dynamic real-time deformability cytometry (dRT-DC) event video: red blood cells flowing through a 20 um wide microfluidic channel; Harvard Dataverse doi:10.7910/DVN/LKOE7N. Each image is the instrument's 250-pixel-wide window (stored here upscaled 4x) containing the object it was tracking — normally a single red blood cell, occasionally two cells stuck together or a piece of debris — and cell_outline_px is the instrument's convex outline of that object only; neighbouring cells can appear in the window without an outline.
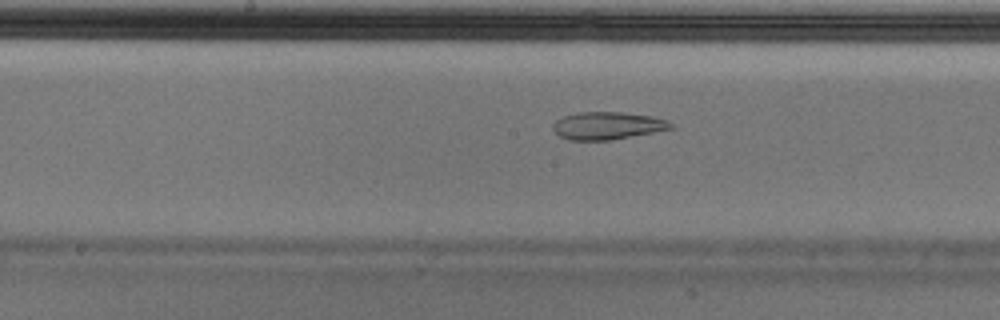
{"species": "Egyptian fruit bat (a non-hibernating species)", "species_latin": "Rousettus aegyptiacus", "temperature_condition": "cold", "stored_images_in_passage": 54, "camera_frame_rate_fps": 3000, "um_per_image_px": 0.085, "animal": {"sex": "male"}, "frame": {"image": 1, "passage_image": 27, "time_ms": 8.667, "image_size_px": [1000, 320], "cell_outline_px": [[676, 128], [612, 140], [568, 140], [560, 136], [552, 128], [552, 124], [556, 120], [564, 116], [580, 112], [620, 112], [652, 116], [668, 120]], "centroid_in_image_um": [51.66, 10.69], "position_along_channel_um": 196.5, "area_um2": 19.02}}
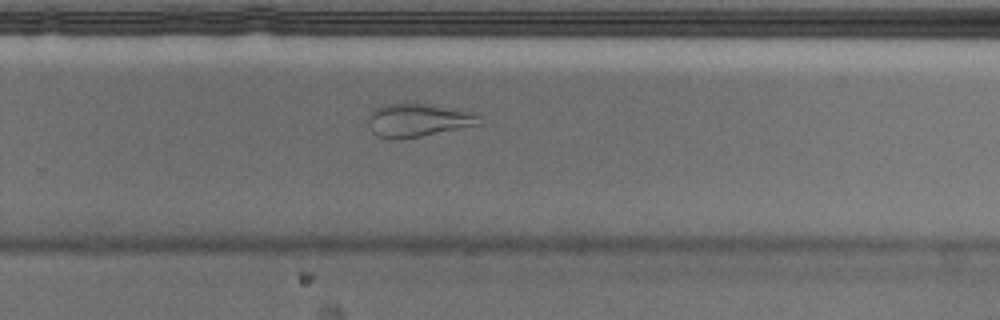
{"frame": {"image": 2, "passage_image": 35, "time_ms": 11.333, "image_size_px": [1000, 320], "cell_outline_px": [[484, 124], [420, 136], [376, 136], [372, 132], [368, 124], [368, 116], [376, 108], [384, 104], [428, 104], [468, 112], [480, 116]], "centroid_in_image_um": [35.57, 10.19], "position_along_channel_um": 294.2, "area_um2": 20.69}}
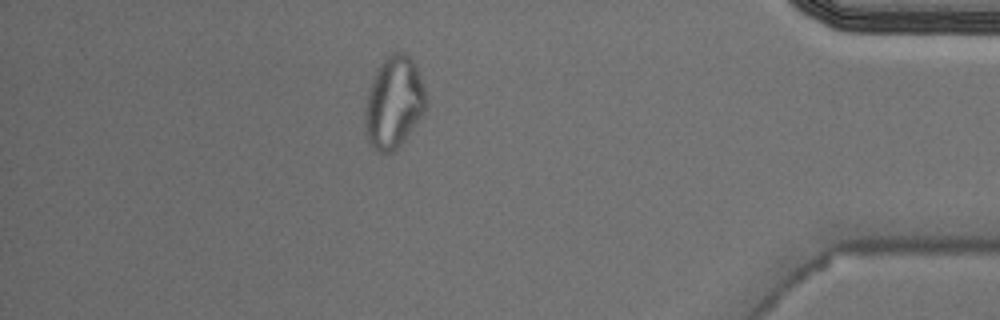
{"frame": {"image": 3, "passage_image": 47, "time_ms": 15.333, "image_size_px": [1000, 320], "cell_outline_px": [[428, 104], [424, 112], [404, 140], [392, 152], [376, 152], [368, 144], [364, 132], [364, 108], [368, 88], [376, 68], [384, 56], [392, 52], [404, 52], [416, 64], [428, 100]], "centroid_in_image_um": [33.44, 8.69], "position_along_channel_um": 401.8, "area_um2": 33.41}, "authors_computed_cell_mechanics": {"area_um2": 24.2471, "velocity_mm_per_s": 3.6875, "shape_relaxation_time_tau1_ms": null, "shape_relaxation_time_tau2_ms": 2.9852, "deformation_change_tau1": null, "deformation_change_tau2": 0.1009}}